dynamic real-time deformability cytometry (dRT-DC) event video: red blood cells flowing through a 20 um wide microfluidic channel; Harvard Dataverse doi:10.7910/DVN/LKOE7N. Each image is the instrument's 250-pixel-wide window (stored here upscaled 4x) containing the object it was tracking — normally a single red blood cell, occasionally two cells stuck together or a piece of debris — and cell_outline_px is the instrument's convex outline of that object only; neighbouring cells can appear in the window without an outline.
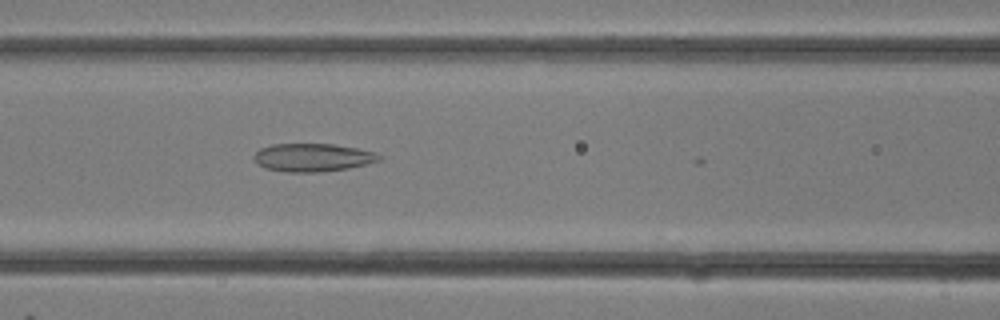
{"species": "common noctule bat (a hibernating species)", "species_latin": "Nyctalus noctula", "temperature_condition": "room temperature", "stored_images_in_passage": 14, "camera_frame_rate_fps": 3000, "um_per_image_px": 0.085, "animal": {"sex": "female"}, "frame": {"image": 1, "passage_image": 13, "time_ms": 4.0, "image_size_px": [1000, 320], "cell_outline_px": [[384, 156], [380, 160], [368, 164], [348, 168], [320, 172], [288, 172], [264, 168], [256, 164], [252, 156], [260, 148], [272, 144], [332, 144], [356, 148], [376, 152]], "centroid_in_image_um": [26.57, 13.39], "position_along_channel_um": 140.0, "area_um2": 20.69}}